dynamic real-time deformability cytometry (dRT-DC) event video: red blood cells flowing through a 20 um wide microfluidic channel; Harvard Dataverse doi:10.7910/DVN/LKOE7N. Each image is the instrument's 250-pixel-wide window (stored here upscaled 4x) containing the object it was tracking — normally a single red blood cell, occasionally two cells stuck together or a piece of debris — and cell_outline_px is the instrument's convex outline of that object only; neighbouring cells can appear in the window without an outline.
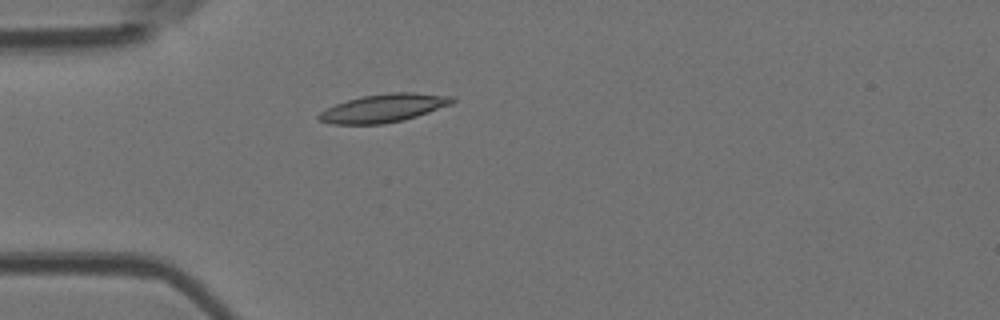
{"species": "Egyptian fruit bat (a non-hibernating species)", "species_latin": "Rousettus aegyptiacus", "temperature_condition": "room temperature", "stored_images_in_passage": 5, "camera_frame_rate_fps": 3000, "um_per_image_px": 0.085, "animal": {"sex": "female"}, "frame": {"image": 1, "passage_image": 5, "time_ms": 1.333, "image_size_px": [1000, 320], "cell_outline_px": [[456, 100], [452, 104], [404, 120], [384, 124], [332, 124], [320, 120], [316, 116], [320, 112], [336, 104], [360, 96], [392, 92], [412, 92], [456, 96]], "centroid_in_image_um": [32.65, 9.18], "position_along_channel_um": 52.4, "area_um2": 21.96}}